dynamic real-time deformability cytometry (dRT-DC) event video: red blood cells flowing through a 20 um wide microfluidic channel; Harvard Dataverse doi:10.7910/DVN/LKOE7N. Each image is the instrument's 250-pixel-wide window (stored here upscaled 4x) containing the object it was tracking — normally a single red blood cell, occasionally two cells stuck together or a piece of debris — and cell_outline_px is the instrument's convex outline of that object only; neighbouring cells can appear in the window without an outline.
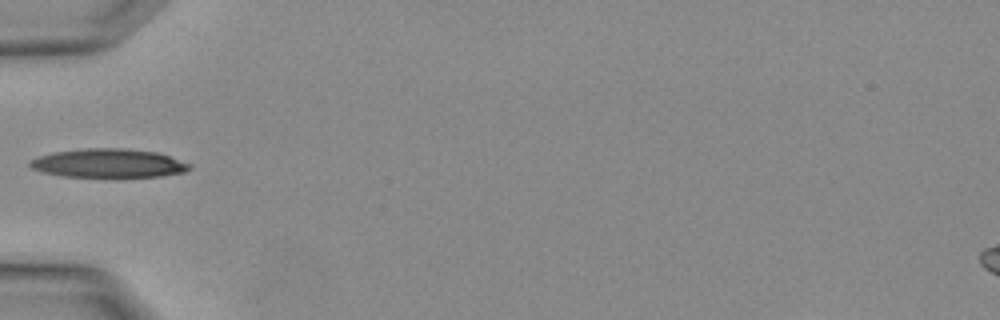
{"species": "Egyptian fruit bat (a non-hibernating species)", "species_latin": "Rousettus aegyptiacus", "temperature_condition": "warm", "stored_images_in_passage": 3, "camera_frame_rate_fps": 3000, "um_per_image_px": 0.085, "animal": {"sex": "female"}, "frame": {"image": 1, "passage_image": 3, "time_ms": 0.667, "image_size_px": [1000, 320], "cell_outline_px": [[192, 168], [184, 172], [160, 176], [112, 180], [60, 176], [44, 172], [32, 168], [28, 164], [32, 160], [40, 156], [56, 152], [88, 148], [124, 148], [156, 152], [192, 164]], "centroid_in_image_um": [9.27, 13.93], "position_along_channel_um": 75.7, "area_um2": 27.69}}